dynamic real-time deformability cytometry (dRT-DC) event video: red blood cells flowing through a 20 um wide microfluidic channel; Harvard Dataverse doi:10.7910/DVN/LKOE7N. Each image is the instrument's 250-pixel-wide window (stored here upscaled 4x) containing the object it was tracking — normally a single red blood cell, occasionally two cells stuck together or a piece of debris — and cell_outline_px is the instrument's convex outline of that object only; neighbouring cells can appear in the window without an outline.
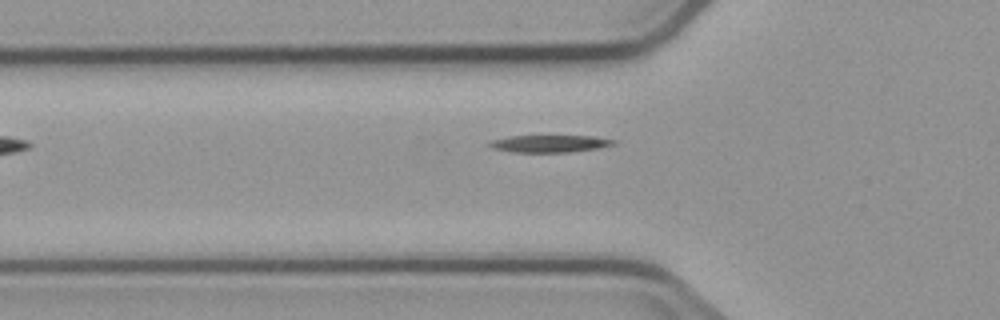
{"species": "common noctule bat (a hibernating species)", "species_latin": "Nyctalus noctula", "temperature_condition": "cold", "stored_images_in_passage": 6, "camera_frame_rate_fps": 3000, "um_per_image_px": 0.085, "animal": {"sex": "male", "body_mass_g": 23.1, "forearm_length_mm": 52.7}, "frame": {"image": 1, "passage_image": 5, "time_ms": 7.667, "image_size_px": [1000, 320], "cell_outline_px": [[616, 144], [596, 148], [568, 152], [512, 152], [492, 148], [488, 144], [492, 140], [512, 136], [592, 136], [616, 140]], "centroid_in_image_um": [46.72, 12.21], "position_along_channel_um": 79.1, "area_um2": 12.25}}
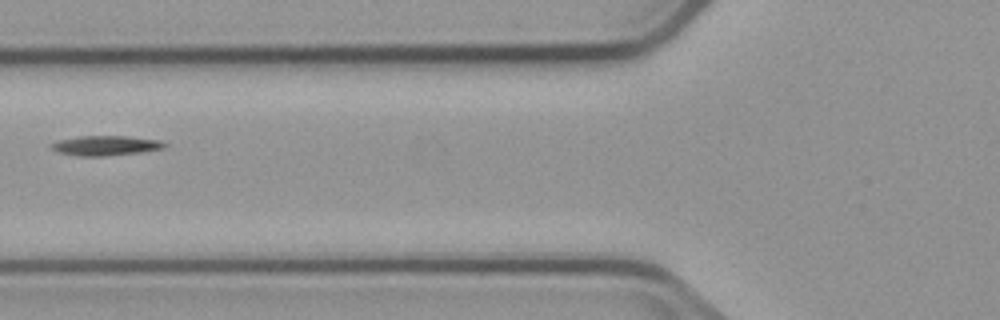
{"frame": {"image": 2, "passage_image": 6, "time_ms": 8.667, "image_size_px": [1000, 320], "cell_outline_px": [[168, 144], [164, 148], [140, 152], [104, 156], [80, 156], [60, 152], [52, 148], [48, 144], [56, 140], [80, 136], [128, 136], [160, 140]], "centroid_in_image_um": [8.98, 12.36], "position_along_channel_um": 116.8, "area_um2": 13.06}}